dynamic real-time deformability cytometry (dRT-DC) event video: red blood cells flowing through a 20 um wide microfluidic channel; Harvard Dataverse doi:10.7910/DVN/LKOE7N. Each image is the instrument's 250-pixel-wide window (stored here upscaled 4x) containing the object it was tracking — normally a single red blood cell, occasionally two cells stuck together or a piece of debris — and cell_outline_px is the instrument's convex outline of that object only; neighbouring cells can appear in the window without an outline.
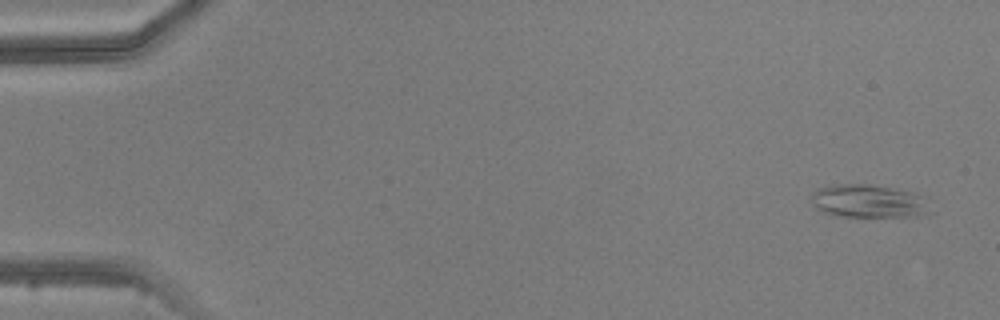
{"species": "common noctule bat (a hibernating species)", "species_latin": "Nyctalus noctula", "temperature_condition": "warm", "stored_images_in_passage": 6, "camera_frame_rate_fps": 3000, "um_per_image_px": 0.085, "animal": {"sex": "male", "body_mass_g": 20.5, "forearm_length_mm": 52.5}, "frame": {"image": 1, "passage_image": 1, "time_ms": 0.0, "image_size_px": [1000, 320], "cell_outline_px": [[936, 212], [916, 216], [836, 216], [824, 212], [816, 208], [812, 204], [812, 192], [820, 188], [832, 184], [868, 184], [912, 192], [920, 196]], "centroid_in_image_um": [73.83, 17.11], "position_along_channel_um": 11.2, "area_um2": 22.89}}
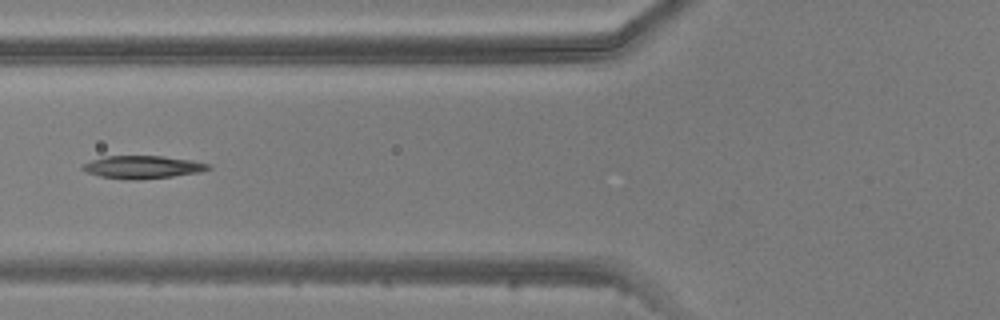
{"frame": {"image": 2, "passage_image": 5, "time_ms": 5.667, "image_size_px": [1000, 320], "cell_outline_px": [[212, 168], [200, 172], [172, 176], [136, 180], [100, 176], [88, 172], [80, 168], [84, 164], [92, 160], [104, 156], [160, 156], [192, 160], [212, 164]], "centroid_in_image_um": [12.17, 14.19], "position_along_channel_um": 113.6, "area_um2": 16.53}}
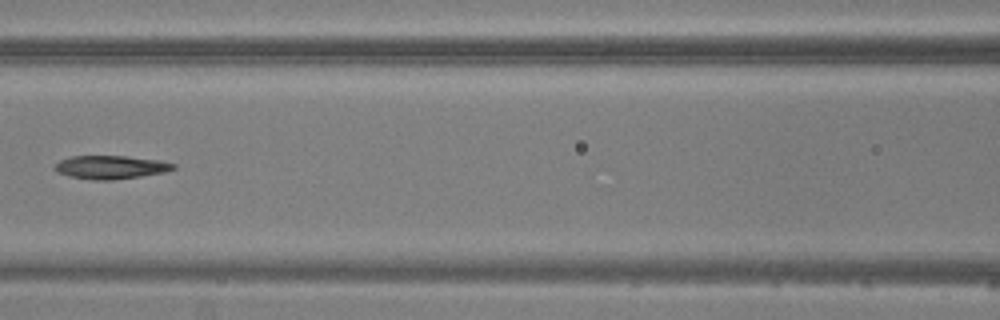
{"frame": {"image": 3, "passage_image": 6, "time_ms": 6.667, "image_size_px": [1000, 320], "cell_outline_px": [[176, 168], [164, 172], [140, 176], [112, 180], [92, 180], [68, 176], [56, 172], [52, 168], [60, 160], [72, 156], [124, 156], [160, 160], [176, 164]], "centroid_in_image_um": [9.38, 14.21], "position_along_channel_um": 157.2, "area_um2": 16.18}}